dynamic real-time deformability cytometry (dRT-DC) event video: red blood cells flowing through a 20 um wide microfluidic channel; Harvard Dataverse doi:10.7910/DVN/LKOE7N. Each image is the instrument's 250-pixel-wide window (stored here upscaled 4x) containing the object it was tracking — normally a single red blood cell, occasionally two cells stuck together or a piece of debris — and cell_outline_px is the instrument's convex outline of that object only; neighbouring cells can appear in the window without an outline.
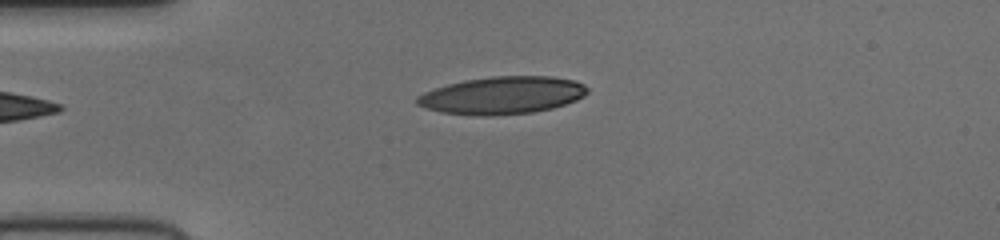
{"species": "human", "species_latin": "Homo sapiens", "temperature_condition": "cold", "stored_images_in_passage": 34, "camera_frame_rate_fps": 3000, "um_per_image_px": 0.085, "donor": {"sex": "female"}, "frame": {"image": 1, "passage_image": 1, "time_ms": 0.0, "image_size_px": [1000, 240], "cell_outline_px": [[588, 92], [584, 96], [576, 100], [552, 108], [532, 112], [488, 116], [480, 116], [440, 112], [416, 104], [416, 96], [424, 92], [448, 84], [464, 80], [492, 76], [552, 76], [576, 80], [584, 84], [588, 88]], "centroid_in_image_um": [42.71, 8.09], "position_along_channel_um": 42.3, "area_um2": 37.28}}
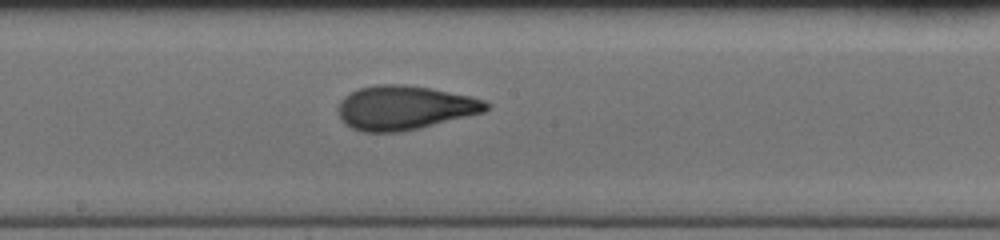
{"frame": {"image": 2, "passage_image": 16, "time_ms": 5.0, "image_size_px": [1000, 240], "cell_outline_px": [[492, 104], [484, 112], [420, 128], [400, 132], [364, 132], [352, 128], [344, 124], [336, 108], [340, 100], [344, 96], [360, 88], [376, 84], [404, 84], [428, 88], [472, 96], [484, 100]], "centroid_in_image_um": [34.37, 9.16], "position_along_channel_um": 213.8, "area_um2": 38.15}}
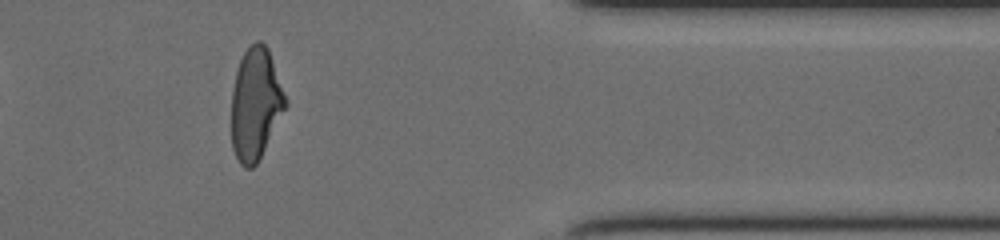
{"frame": {"image": 3, "passage_image": 31, "time_ms": 10.0, "image_size_px": [1000, 240], "cell_outline_px": [[288, 104], [256, 164], [252, 168], [244, 168], [240, 164], [232, 148], [232, 92], [236, 72], [240, 60], [244, 52], [256, 40], [260, 40], [268, 48]], "centroid_in_image_um": [21.71, 8.84], "position_along_channel_um": 389.7, "area_um2": 34.74}}